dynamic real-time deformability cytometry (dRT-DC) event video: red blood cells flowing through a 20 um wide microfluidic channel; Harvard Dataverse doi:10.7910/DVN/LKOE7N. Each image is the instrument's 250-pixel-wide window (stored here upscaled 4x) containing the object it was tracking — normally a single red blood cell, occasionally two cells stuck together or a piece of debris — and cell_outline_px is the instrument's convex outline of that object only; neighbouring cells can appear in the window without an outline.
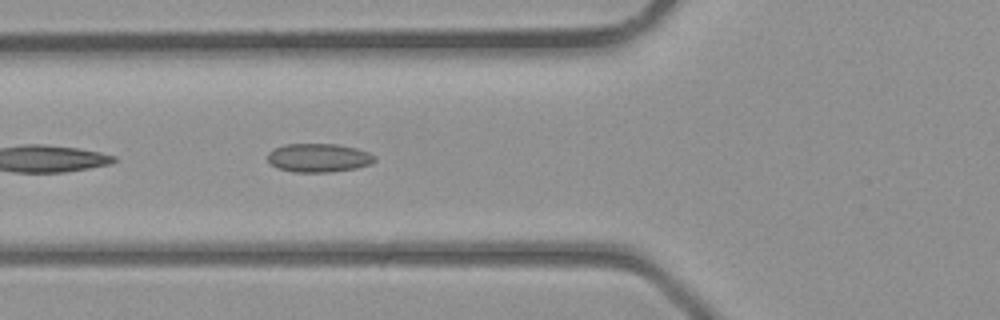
{"species": "common noctule bat (a hibernating species)", "species_latin": "Nyctalus noctula", "temperature_condition": "room temperature", "stored_images_in_passage": 15, "camera_frame_rate_fps": 3000, "um_per_image_px": 0.085, "animal": {"sex": "male", "body_mass_g": 23.1, "forearm_length_mm": 52.7}, "frame": {"image": 1, "passage_image": 11, "time_ms": 3.333, "image_size_px": [1000, 320], "cell_outline_px": [[376, 160], [372, 164], [356, 168], [332, 172], [292, 172], [276, 168], [268, 160], [268, 152], [272, 148], [284, 144], [336, 144], [356, 148], [368, 152], [376, 156]], "centroid_in_image_um": [27.08, 13.41], "position_along_channel_um": 98.7, "area_um2": 18.09}}